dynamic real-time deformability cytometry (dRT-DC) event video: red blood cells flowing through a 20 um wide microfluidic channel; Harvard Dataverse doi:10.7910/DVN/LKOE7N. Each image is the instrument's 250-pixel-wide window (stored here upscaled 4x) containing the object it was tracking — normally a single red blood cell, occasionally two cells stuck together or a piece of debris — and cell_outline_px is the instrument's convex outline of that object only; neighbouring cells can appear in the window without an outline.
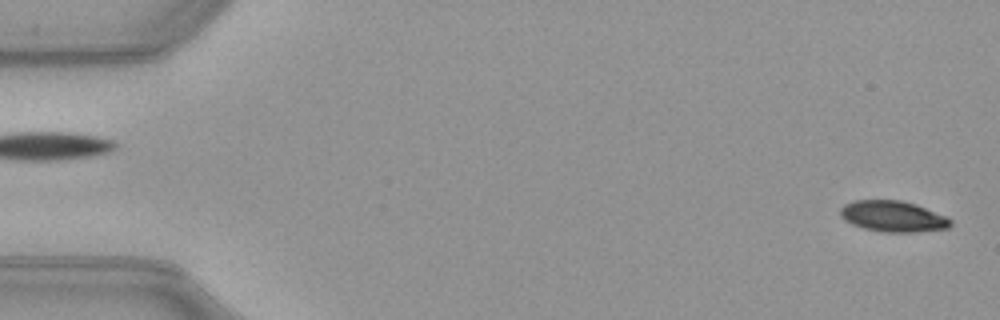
{"species": "common noctule bat (a hibernating species)", "species_latin": "Nyctalus noctula", "temperature_condition": "warm", "stored_images_in_passage": 48, "camera_frame_rate_fps": 3000, "um_per_image_px": 0.085, "animal": {"sex": "female", "body_mass_g": 21.9}, "frame": {"image": 1, "passage_image": 1, "time_ms": 0.0, "image_size_px": [1000, 320], "cell_outline_px": [[952, 224], [948, 228], [912, 232], [880, 232], [864, 228], [852, 224], [844, 220], [840, 216], [840, 208], [844, 204], [852, 200], [900, 200], [916, 204], [948, 216], [952, 220]], "centroid_in_image_um": [75.9, 18.38], "position_along_channel_um": 9.1, "area_um2": 20.11}}
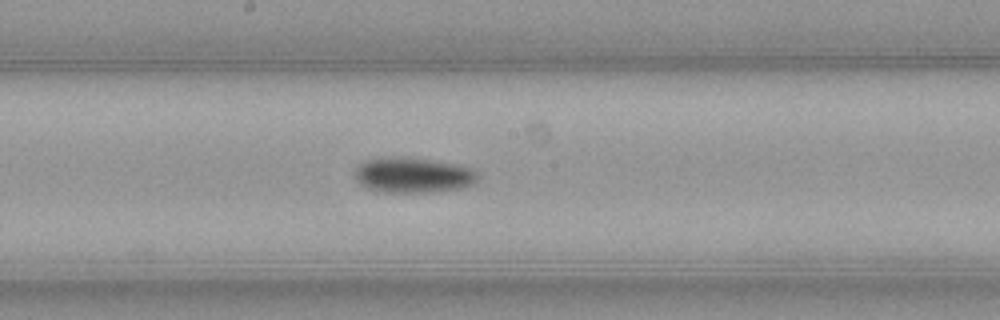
{"frame": {"image": 2, "passage_image": 27, "time_ms": 8.667, "image_size_px": [1000, 320], "cell_outline_px": [[480, 180], [464, 188], [436, 192], [376, 192], [360, 184], [352, 176], [356, 168], [360, 164], [368, 160], [384, 156], [412, 156], [456, 164], [472, 168], [480, 172]], "centroid_in_image_um": [35.14, 14.87], "position_along_channel_um": 213.1, "area_um2": 26.24}}
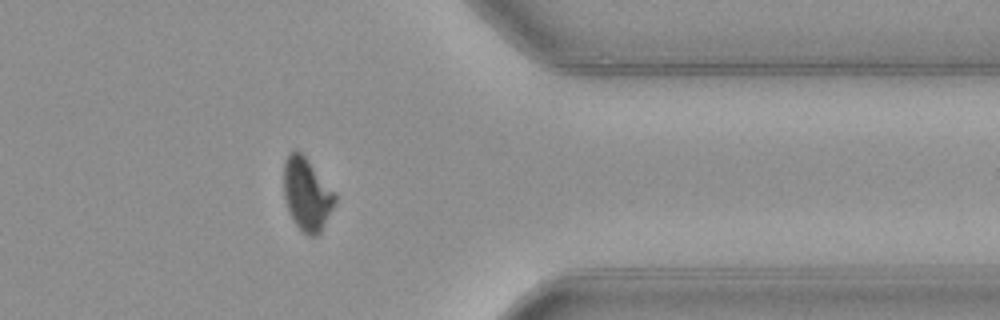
{"frame": {"image": 3, "passage_image": 41, "time_ms": 13.333, "image_size_px": [1000, 320], "cell_outline_px": [[336, 200], [320, 232], [316, 236], [308, 236], [292, 220], [284, 200], [284, 160], [288, 152], [292, 148], [300, 152], [304, 156], [336, 192]], "centroid_in_image_um": [26.06, 16.48], "position_along_channel_um": 385.3, "area_um2": 21.68}}